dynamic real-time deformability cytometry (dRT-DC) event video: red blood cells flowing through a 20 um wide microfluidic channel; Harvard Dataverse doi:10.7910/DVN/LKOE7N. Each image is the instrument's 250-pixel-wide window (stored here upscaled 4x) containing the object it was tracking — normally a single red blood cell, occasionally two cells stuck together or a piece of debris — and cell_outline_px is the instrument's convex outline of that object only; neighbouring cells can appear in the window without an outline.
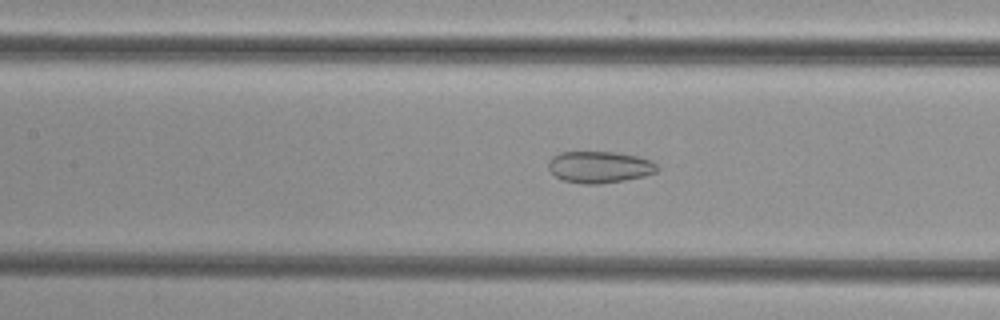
{"species": "common noctule bat (a hibernating species)", "species_latin": "Nyctalus noctula", "temperature_condition": "cold", "stored_images_in_passage": 51, "camera_frame_rate_fps": 3000, "um_per_image_px": 0.085, "animal": {"sex": "female", "body_mass_g": 29.2, "forearm_length_mm": 56.3}, "frame": {"image": 1, "passage_image": 23, "time_ms": 7.333, "image_size_px": [1000, 320], "cell_outline_px": [[660, 168], [656, 172], [644, 176], [624, 180], [600, 184], [580, 184], [564, 180], [556, 176], [548, 168], [548, 160], [552, 156], [560, 152], [616, 152], [636, 156], [652, 160]], "centroid_in_image_um": [50.96, 14.2], "position_along_channel_um": 156.4, "area_um2": 20.17}}
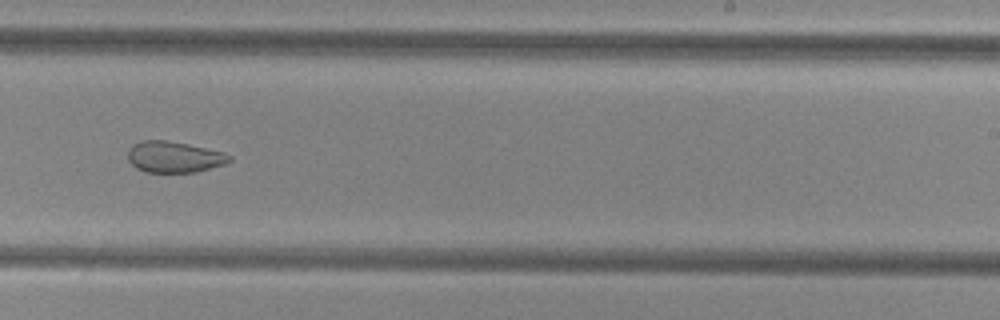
{"frame": {"image": 2, "passage_image": 32, "time_ms": 10.333, "image_size_px": [1000, 320], "cell_outline_px": [[232, 160], [224, 164], [196, 172], [144, 172], [136, 168], [128, 160], [128, 148], [132, 144], [140, 140], [168, 140], [188, 144], [224, 152], [232, 156]], "centroid_in_image_um": [14.78, 13.33], "position_along_channel_um": 274.2, "area_um2": 18.61}}
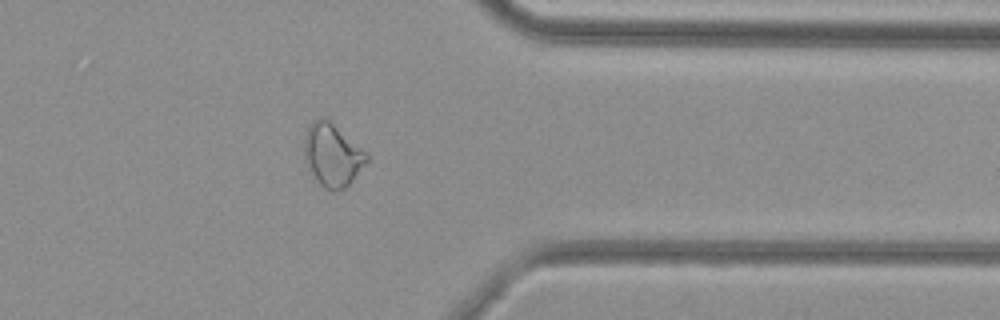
{"frame": {"image": 3, "passage_image": 41, "time_ms": 13.333, "image_size_px": [1000, 320], "cell_outline_px": [[368, 160], [352, 180], [344, 188], [336, 192], [332, 192], [324, 188], [316, 180], [308, 168], [304, 160], [304, 136], [312, 120], [316, 116], [324, 116], [360, 148], [368, 156]], "centroid_in_image_um": [28.19, 13.18], "position_along_channel_um": 383.2, "area_um2": 22.6}}